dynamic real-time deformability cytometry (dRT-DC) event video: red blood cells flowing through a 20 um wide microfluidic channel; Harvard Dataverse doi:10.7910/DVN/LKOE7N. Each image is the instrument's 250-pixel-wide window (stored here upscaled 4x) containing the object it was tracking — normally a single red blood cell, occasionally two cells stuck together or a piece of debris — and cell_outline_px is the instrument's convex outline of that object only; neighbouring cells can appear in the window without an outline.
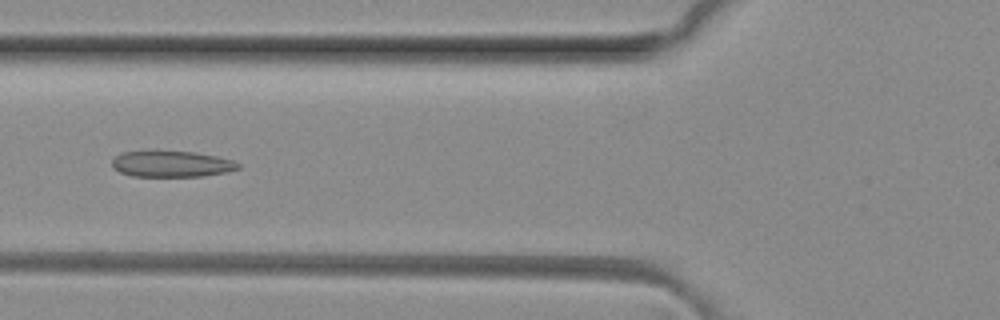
{"species": "common noctule bat (a hibernating species)", "species_latin": "Nyctalus noctula", "temperature_condition": "room temperature", "stored_images_in_passage": 4, "camera_frame_rate_fps": 3000, "um_per_image_px": 0.085, "animal": {"sex": "female", "body_mass_g": 29.2, "forearm_length_mm": 56.3}, "frame": {"image": 1, "passage_image": 4, "time_ms": 1.0, "image_size_px": [1000, 320], "cell_outline_px": [[240, 168], [228, 172], [204, 176], [132, 176], [120, 172], [112, 168], [112, 160], [116, 156], [124, 152], [144, 148], [156, 148], [192, 152], [216, 156], [232, 160], [240, 164]], "centroid_in_image_um": [14.53, 13.89], "position_along_channel_um": 111.3, "area_um2": 20.06}}